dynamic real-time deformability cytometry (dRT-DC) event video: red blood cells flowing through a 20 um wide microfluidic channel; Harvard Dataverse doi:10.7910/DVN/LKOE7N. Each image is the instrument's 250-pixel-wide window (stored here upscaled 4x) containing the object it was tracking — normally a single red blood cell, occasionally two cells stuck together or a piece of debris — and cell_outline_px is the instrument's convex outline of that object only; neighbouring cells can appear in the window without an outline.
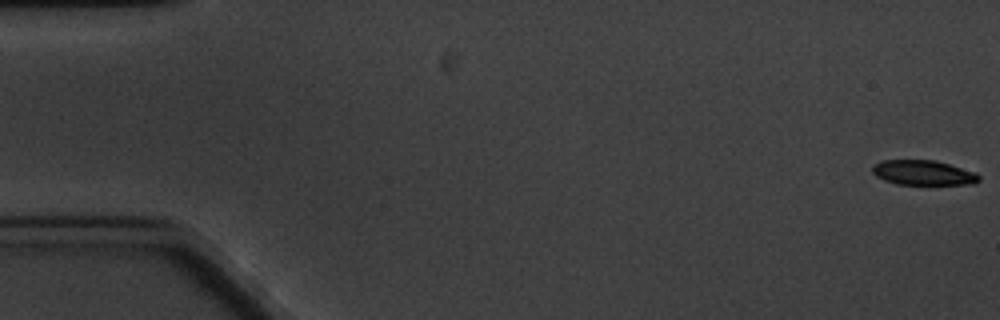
{"species": "common noctule bat (a hibernating species)", "species_latin": "Nyctalus noctula", "temperature_condition": "cold", "stored_images_in_passage": 7, "camera_frame_rate_fps": 3000, "um_per_image_px": 0.085, "animal": {"sex": "male", "body_mass_g": 20.1, "forearm_length_mm": 53.5}, "frame": {"image": 1, "passage_image": 1, "time_ms": 0.0, "image_size_px": [1000, 320], "cell_outline_px": [[980, 180], [976, 184], [896, 184], [884, 180], [876, 176], [872, 172], [872, 168], [876, 164], [884, 160], [936, 160], [976, 172], [980, 176]], "centroid_in_image_um": [78.51, 14.68], "position_along_channel_um": 6.5, "area_um2": 15.43}}
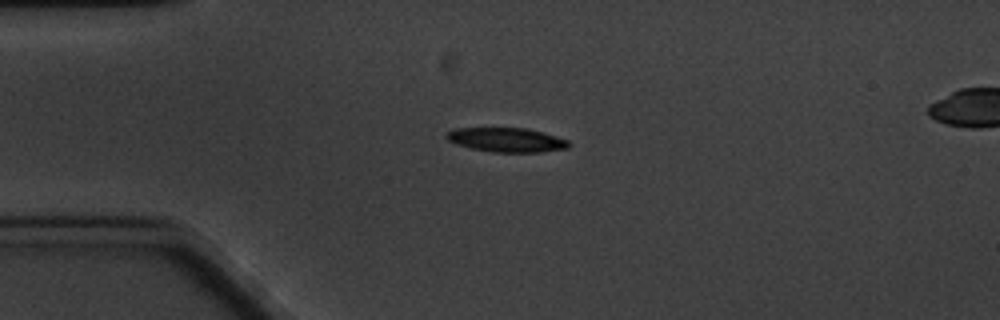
{"frame": {"image": 2, "passage_image": 5, "time_ms": 4.667, "image_size_px": [1000, 320], "cell_outline_px": [[572, 144], [568, 148], [540, 152], [492, 152], [472, 148], [456, 144], [448, 140], [444, 136], [448, 132], [456, 128], [524, 128], [544, 132], [568, 140]], "centroid_in_image_um": [43.08, 11.89], "position_along_channel_um": 41.9, "area_um2": 17.28}}